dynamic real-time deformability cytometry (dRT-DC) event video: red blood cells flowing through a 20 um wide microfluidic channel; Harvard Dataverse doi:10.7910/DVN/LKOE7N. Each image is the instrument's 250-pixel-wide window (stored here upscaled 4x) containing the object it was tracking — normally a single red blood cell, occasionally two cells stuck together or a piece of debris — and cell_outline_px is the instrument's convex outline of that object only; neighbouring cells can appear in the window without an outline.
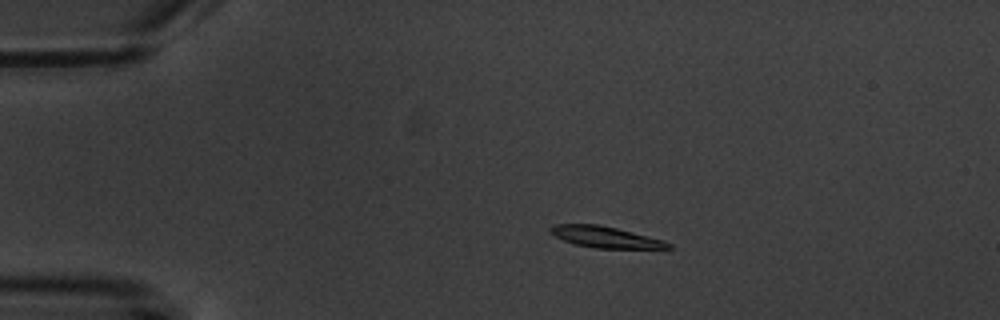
{"species": "common noctule bat (a hibernating species)", "species_latin": "Nyctalus noctula", "temperature_condition": "warm", "stored_images_in_passage": 9, "camera_frame_rate_fps": 3000, "um_per_image_px": 0.085, "animal": {"sex": "male", "body_mass_g": 20.1, "forearm_length_mm": 53.5}, "frame": {"image": 1, "passage_image": 2, "time_ms": 1.333, "image_size_px": [1000, 320], "cell_outline_px": [[672, 248], [596, 248], [576, 244], [564, 240], [548, 232], [548, 228], [552, 224], [600, 224], [664, 240], [672, 244]], "centroid_in_image_um": [51.42, 20.13], "position_along_channel_um": 33.6, "area_um2": 14.51}}
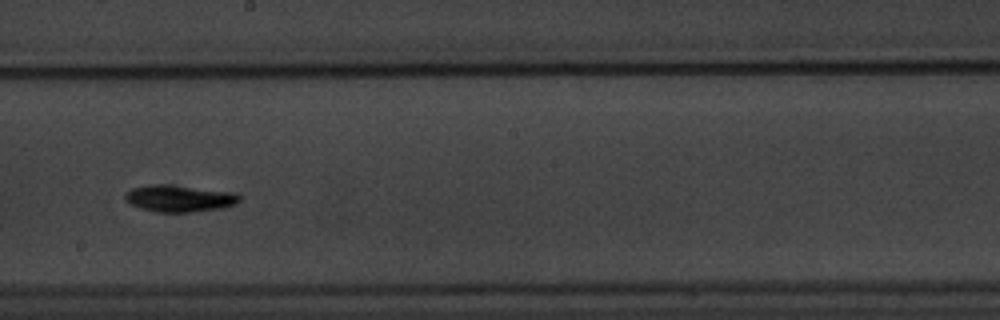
{"frame": {"image": 2, "passage_image": 8, "time_ms": 8.333, "image_size_px": [1000, 320], "cell_outline_px": [[240, 200], [236, 204], [224, 208], [192, 212], [156, 212], [140, 208], [124, 200], [124, 192], [132, 188], [152, 184], [160, 184], [236, 192], [240, 196]], "centroid_in_image_um": [15.24, 16.87], "position_along_channel_um": 233.0, "area_um2": 17.92}}
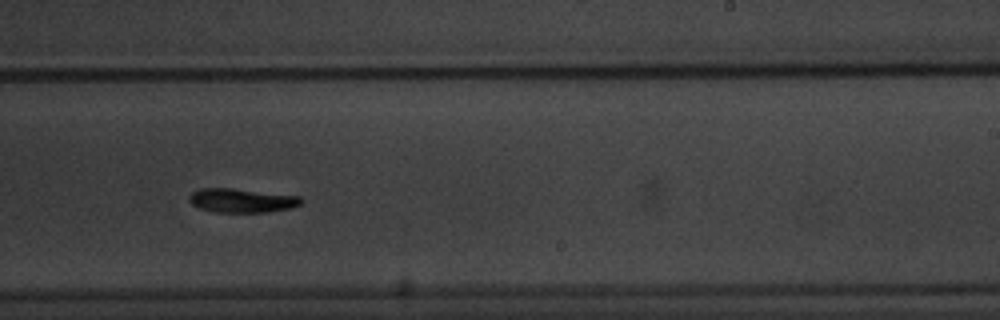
{"frame": {"image": 3, "passage_image": 9, "time_ms": 9.333, "image_size_px": [1000, 320], "cell_outline_px": [[304, 200], [300, 204], [292, 208], [268, 212], [216, 212], [200, 208], [192, 204], [188, 200], [188, 196], [192, 192], [200, 188], [232, 188], [300, 196]], "centroid_in_image_um": [20.55, 17.04], "position_along_channel_um": 268.4, "area_um2": 15.72}}